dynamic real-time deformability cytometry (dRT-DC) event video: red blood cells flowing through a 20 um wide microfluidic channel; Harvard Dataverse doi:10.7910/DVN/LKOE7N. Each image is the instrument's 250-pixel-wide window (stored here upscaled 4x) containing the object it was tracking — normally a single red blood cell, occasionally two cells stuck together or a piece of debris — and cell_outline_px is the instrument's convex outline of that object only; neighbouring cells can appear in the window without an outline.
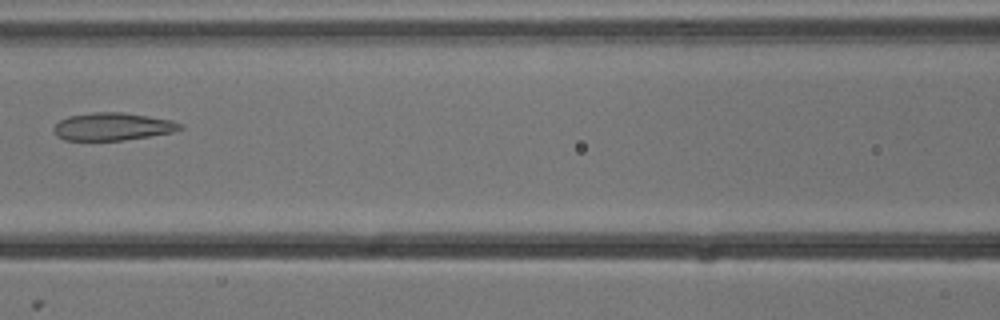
{"species": "common noctule bat (a hibernating species)", "species_latin": "Nyctalus noctula", "temperature_condition": "cold", "stored_images_in_passage": 7, "camera_frame_rate_fps": 3000, "um_per_image_px": 0.085, "animal": {"sex": "male", "body_mass_g": 13.3}, "frame": {"image": 1, "passage_image": 7, "time_ms": 2.0, "image_size_px": [1000, 320], "cell_outline_px": [[184, 128], [172, 132], [124, 140], [64, 140], [56, 136], [52, 128], [60, 120], [68, 116], [92, 112], [124, 112], [172, 120], [180, 124]], "centroid_in_image_um": [9.53, 10.75], "position_along_channel_um": 157.1, "area_um2": 20.35}}